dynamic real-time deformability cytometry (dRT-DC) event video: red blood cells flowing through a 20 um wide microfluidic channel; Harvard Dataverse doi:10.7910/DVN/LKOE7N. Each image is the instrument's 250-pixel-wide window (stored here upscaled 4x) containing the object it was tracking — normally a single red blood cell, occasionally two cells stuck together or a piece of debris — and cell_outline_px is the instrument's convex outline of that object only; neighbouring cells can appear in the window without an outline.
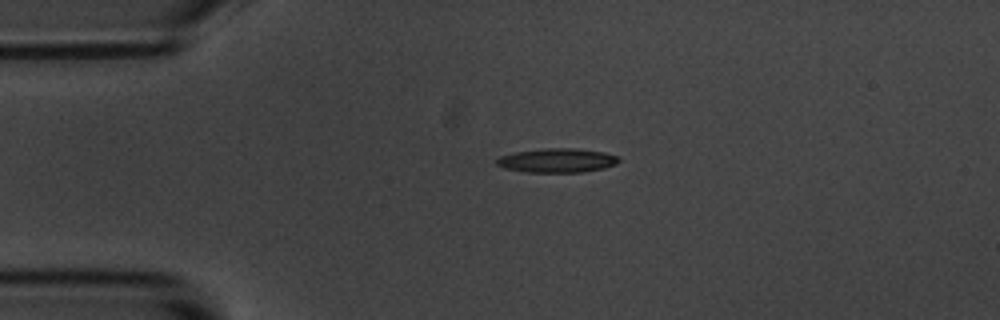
{"species": "common noctule bat (a hibernating species)", "species_latin": "Nyctalus noctula", "temperature_condition": "room temperature", "stored_images_in_passage": 44, "camera_frame_rate_fps": 3000, "um_per_image_px": 0.085, "animal": {"sex": "male", "body_mass_g": 20.1, "forearm_length_mm": 53.5}, "frame": {"image": 1, "passage_image": 1, "time_ms": 0.0, "image_size_px": [1000, 320], "cell_outline_px": [[620, 160], [616, 164], [604, 168], [584, 172], [524, 172], [504, 168], [496, 164], [496, 160], [500, 156], [516, 152], [544, 148], [576, 148], [604, 152], [620, 156]], "centroid_in_image_um": [47.38, 13.63], "position_along_channel_um": 37.6, "area_um2": 17.28}}
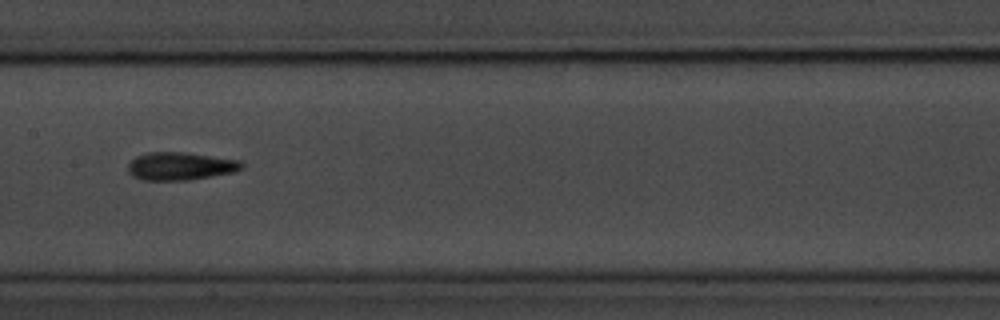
{"frame": {"image": 2, "passage_image": 16, "time_ms": 5.0, "image_size_px": [1000, 320], "cell_outline_px": [[244, 168], [232, 172], [188, 180], [144, 180], [132, 176], [128, 172], [128, 164], [136, 156], [148, 152], [184, 152], [240, 160], [244, 164]], "centroid_in_image_um": [15.32, 14.12], "position_along_channel_um": 192.1, "area_um2": 18.44}}
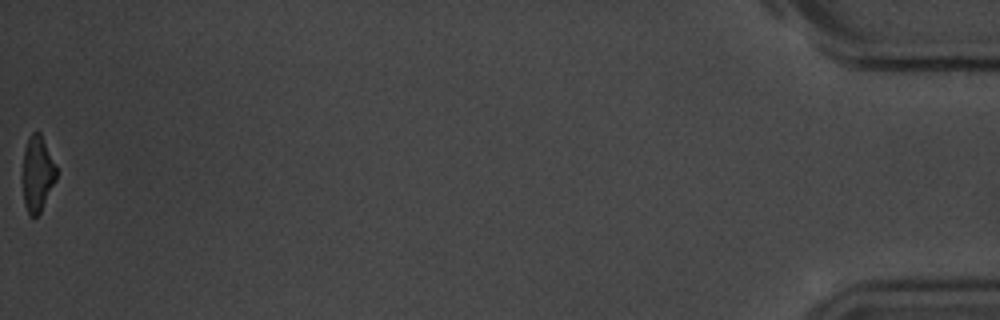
{"frame": {"image": 3, "passage_image": 44, "time_ms": 14.333, "image_size_px": [1000, 320], "cell_outline_px": [[56, 180], [40, 212], [36, 216], [28, 216], [24, 204], [20, 180], [24, 148], [28, 136], [32, 132], [40, 132], [56, 164]], "centroid_in_image_um": [3.13, 14.77], "position_along_channel_um": 432.1, "area_um2": 15.49}, "authors_computed_cell_mechanics": {"area_um2": 16.8487, "velocity_mm_per_s": 3.6561, "shape_relaxation_time_tau1_ms": 4.4854, "shape_relaxation_time_tau2_ms": 5.0948, "deformation_change_tau1": 0.1893, "deformation_change_tau2": 0.1652}}